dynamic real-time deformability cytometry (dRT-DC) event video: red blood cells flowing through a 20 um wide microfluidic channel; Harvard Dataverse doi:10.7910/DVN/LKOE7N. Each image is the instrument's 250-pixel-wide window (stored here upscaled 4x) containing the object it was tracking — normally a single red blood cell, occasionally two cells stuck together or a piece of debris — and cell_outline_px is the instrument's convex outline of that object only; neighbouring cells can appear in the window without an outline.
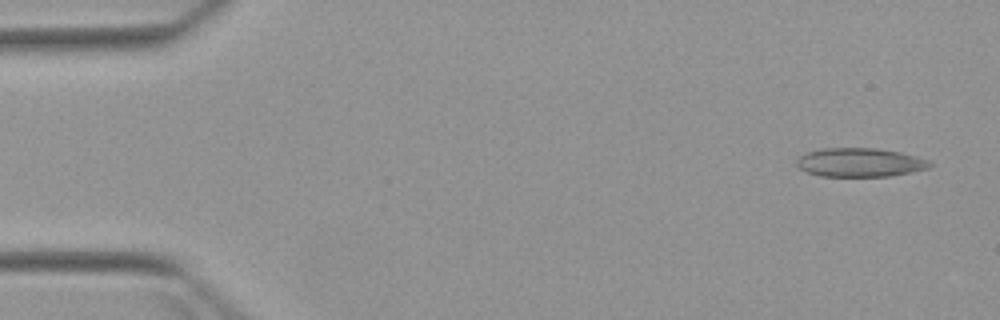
{"species": "Egyptian fruit bat (a non-hibernating species)", "species_latin": "Rousettus aegyptiacus", "temperature_condition": "warm", "stored_images_in_passage": 5, "camera_frame_rate_fps": 3000, "um_per_image_px": 0.085, "animal": {"sex": "female"}, "frame": {"image": 1, "passage_image": 1, "time_ms": 0.0, "image_size_px": [1000, 320], "cell_outline_px": [[932, 164], [928, 168], [912, 172], [888, 176], [820, 176], [808, 172], [800, 168], [796, 164], [796, 160], [804, 152], [824, 148], [876, 148], [900, 152], [916, 156], [928, 160]], "centroid_in_image_um": [73.07, 13.8], "position_along_channel_um": 11.9, "area_um2": 22.31}}
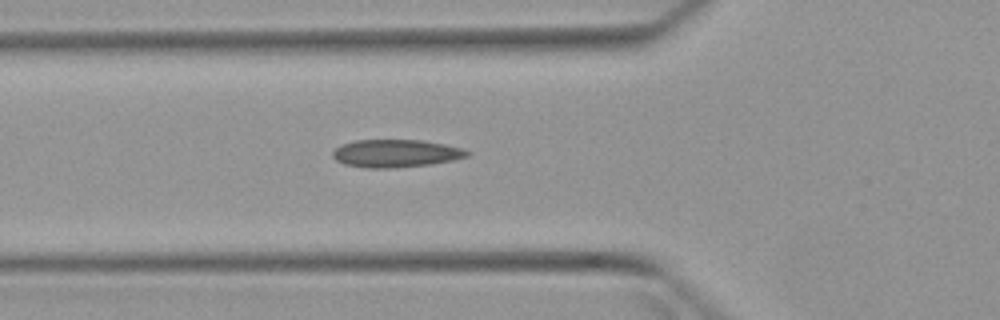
{"frame": {"image": 2, "passage_image": 5, "time_ms": 5.0, "image_size_px": [1000, 320], "cell_outline_px": [[472, 152], [468, 156], [452, 160], [432, 164], [392, 168], [364, 168], [344, 164], [336, 160], [332, 156], [332, 152], [340, 144], [356, 140], [420, 140], [444, 144], [464, 148]], "centroid_in_image_um": [33.64, 13.04], "position_along_channel_um": 92.2, "area_um2": 21.91}}